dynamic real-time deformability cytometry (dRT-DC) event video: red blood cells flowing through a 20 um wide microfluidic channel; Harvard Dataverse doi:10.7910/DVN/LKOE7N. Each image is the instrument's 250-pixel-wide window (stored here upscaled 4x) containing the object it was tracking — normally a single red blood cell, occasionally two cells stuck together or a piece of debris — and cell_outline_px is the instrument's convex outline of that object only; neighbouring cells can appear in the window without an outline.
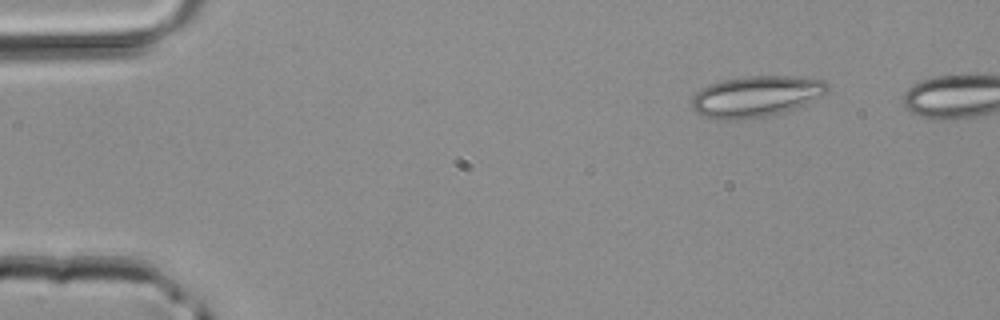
{"species": "common noctule bat (a hibernating species)", "species_latin": "Nyctalus noctula", "temperature_condition": "room temperature", "stored_images_in_passage": 37, "camera_frame_rate_fps": 3000, "um_per_image_px": 0.085, "animal": {"sex": "male", "body_mass_g": 20.4}, "frame": {"image": 1, "passage_image": 1, "time_ms": 0.0, "image_size_px": [1000, 320], "cell_outline_px": [[828, 92], [804, 104], [780, 112], [764, 116], [740, 120], [716, 120], [704, 116], [696, 112], [692, 108], [692, 96], [700, 88], [708, 84], [724, 80], [748, 76], [792, 76], [820, 80], [828, 84]], "centroid_in_image_um": [64.19, 8.19], "position_along_channel_um": 20.8, "area_um2": 32.19}}
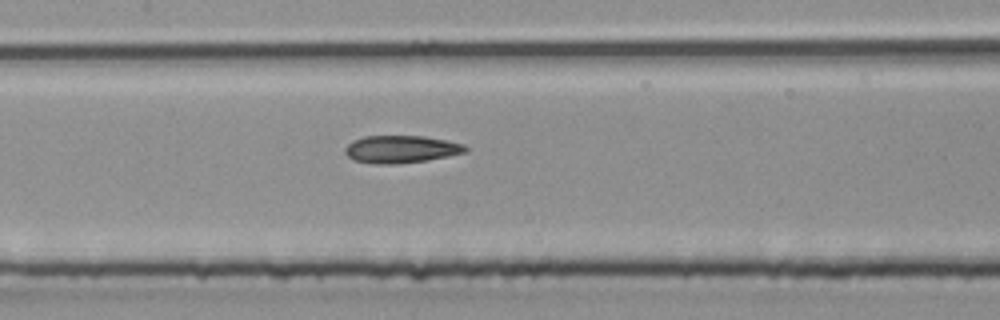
{"frame": {"image": 2, "passage_image": 17, "time_ms": 5.333, "image_size_px": [1000, 320], "cell_outline_px": [[468, 152], [448, 156], [424, 160], [396, 164], [372, 164], [352, 160], [344, 152], [344, 148], [352, 140], [364, 136], [424, 136], [464, 144], [468, 148]], "centroid_in_image_um": [34.05, 12.68], "position_along_channel_um": 173.3, "area_um2": 19.36}}
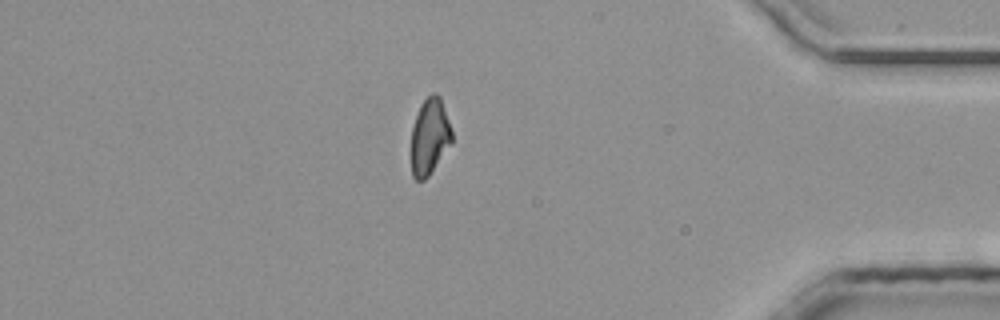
{"frame": {"image": 3, "passage_image": 34, "time_ms": 11.0, "image_size_px": [1000, 320], "cell_outline_px": [[452, 144], [428, 176], [424, 180], [416, 180], [412, 176], [412, 128], [420, 104], [432, 92], [436, 92], [440, 96], [452, 132]], "centroid_in_image_um": [36.53, 11.6], "position_along_channel_um": 398.7, "area_um2": 17.98}}